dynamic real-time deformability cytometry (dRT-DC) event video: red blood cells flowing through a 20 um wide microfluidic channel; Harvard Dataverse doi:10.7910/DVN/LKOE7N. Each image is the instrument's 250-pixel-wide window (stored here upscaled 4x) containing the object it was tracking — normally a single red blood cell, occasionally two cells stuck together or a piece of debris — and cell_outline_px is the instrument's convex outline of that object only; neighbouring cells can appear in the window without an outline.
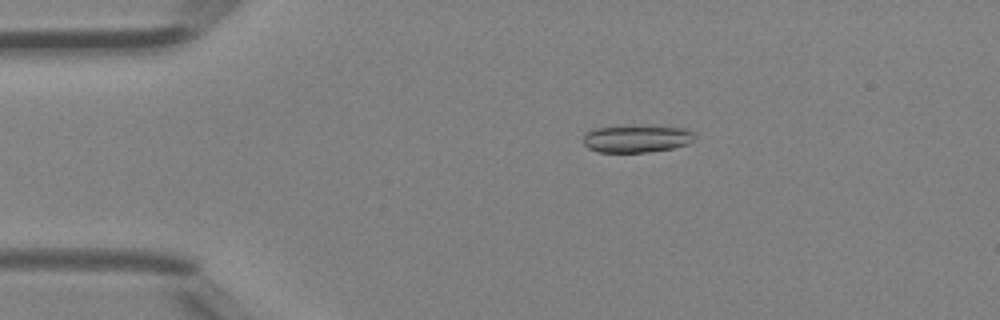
{"species": "Egyptian fruit bat (a non-hibernating species)", "species_latin": "Rousettus aegyptiacus", "temperature_condition": "room temperature", "stored_images_in_passage": 3, "camera_frame_rate_fps": 3000, "um_per_image_px": 0.085, "animal": {"sex": "female"}, "frame": {"image": 1, "passage_image": 2, "time_ms": 0.333, "image_size_px": [1000, 320], "cell_outline_px": [[696, 136], [688, 144], [672, 148], [648, 152], [596, 152], [588, 148], [584, 144], [584, 132], [592, 128], [684, 128], [692, 132]], "centroid_in_image_um": [54.07, 11.84], "position_along_channel_um": 30.9, "area_um2": 16.99}}